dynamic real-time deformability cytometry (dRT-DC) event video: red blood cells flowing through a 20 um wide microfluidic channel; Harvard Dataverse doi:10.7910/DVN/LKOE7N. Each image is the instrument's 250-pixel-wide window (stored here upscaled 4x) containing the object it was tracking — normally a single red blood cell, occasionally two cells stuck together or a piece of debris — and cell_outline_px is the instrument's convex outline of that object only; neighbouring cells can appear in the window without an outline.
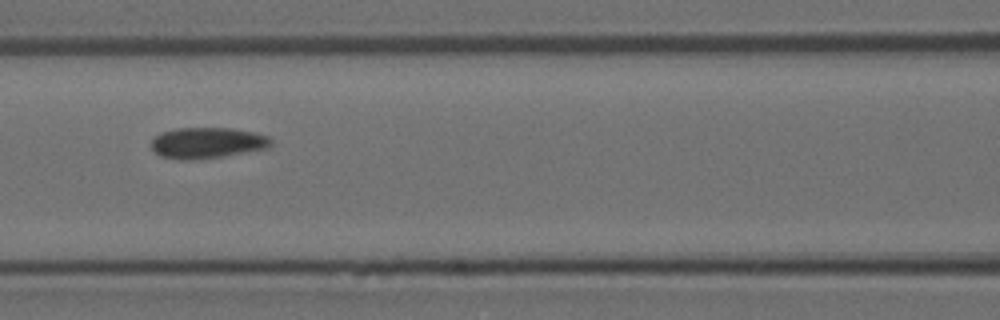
{"species": "Egyptian fruit bat (a non-hibernating species)", "species_latin": "Rousettus aegyptiacus", "temperature_condition": "room temperature", "stored_images_in_passage": 5, "camera_frame_rate_fps": 3000, "um_per_image_px": 0.085, "animal": {"sex": "female"}, "frame": {"image": 1, "passage_image": 4, "time_ms": 1.0, "image_size_px": [1000, 320], "cell_outline_px": [[272, 144], [268, 148], [224, 156], [192, 160], [180, 160], [160, 156], [152, 148], [152, 140], [160, 132], [176, 128], [232, 128], [252, 132], [268, 136], [272, 140]], "centroid_in_image_um": [17.61, 12.14], "position_along_channel_um": 149.0, "area_um2": 21.62}}